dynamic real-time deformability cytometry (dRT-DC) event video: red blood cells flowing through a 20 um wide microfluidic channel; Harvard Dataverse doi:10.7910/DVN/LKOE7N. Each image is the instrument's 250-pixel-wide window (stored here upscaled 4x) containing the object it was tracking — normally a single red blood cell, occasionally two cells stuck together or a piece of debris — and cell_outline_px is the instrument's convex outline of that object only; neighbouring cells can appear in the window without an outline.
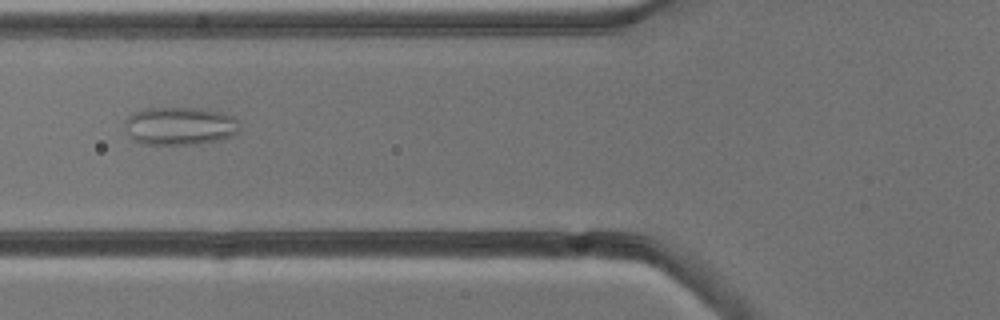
{"species": "common noctule bat (a hibernating species)", "species_latin": "Nyctalus noctula", "temperature_condition": "cold", "stored_images_in_passage": 7, "camera_frame_rate_fps": 3000, "um_per_image_px": 0.085, "animal": {"sex": "male", "body_mass_g": 13.3}, "frame": {"image": 1, "passage_image": 3, "time_ms": 3.333, "image_size_px": [1000, 320], "cell_outline_px": [[240, 132], [232, 136], [200, 144], [140, 144], [132, 140], [124, 124], [124, 120], [132, 112], [144, 108], [200, 108], [220, 112], [232, 116], [236, 120], [240, 128]], "centroid_in_image_um": [15.26, 10.71], "position_along_channel_um": 110.5, "area_um2": 25.66}}